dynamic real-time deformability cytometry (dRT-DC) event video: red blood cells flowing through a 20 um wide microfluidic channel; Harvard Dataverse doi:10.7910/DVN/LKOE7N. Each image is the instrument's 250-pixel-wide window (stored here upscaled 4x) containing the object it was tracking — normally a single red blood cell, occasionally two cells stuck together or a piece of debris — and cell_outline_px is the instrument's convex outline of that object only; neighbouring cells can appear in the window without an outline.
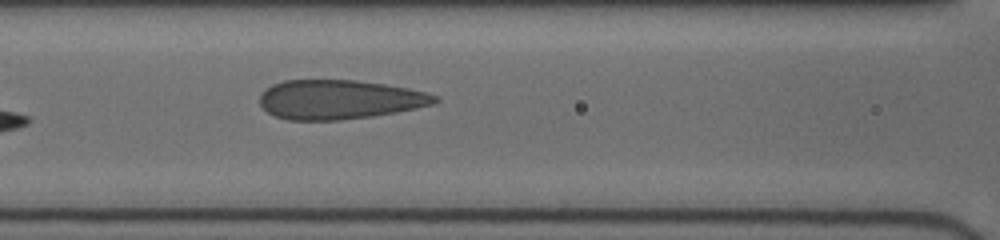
{"species": "human", "species_latin": "Homo sapiens", "temperature_condition": "cold", "stored_images_in_passage": 11, "camera_frame_rate_fps": 3000, "um_per_image_px": 0.085, "donor": {"sex": "female"}, "frame": {"image": 1, "passage_image": 11, "time_ms": 5.333, "image_size_px": [1000, 240], "cell_outline_px": [[440, 100], [432, 104], [416, 108], [396, 112], [372, 116], [340, 120], [288, 120], [276, 116], [268, 112], [260, 104], [260, 96], [264, 88], [272, 84], [284, 80], [356, 80], [384, 84], [408, 88], [428, 92], [436, 96]], "centroid_in_image_um": [28.83, 8.45], "position_along_channel_um": 137.8, "area_um2": 40.11}}